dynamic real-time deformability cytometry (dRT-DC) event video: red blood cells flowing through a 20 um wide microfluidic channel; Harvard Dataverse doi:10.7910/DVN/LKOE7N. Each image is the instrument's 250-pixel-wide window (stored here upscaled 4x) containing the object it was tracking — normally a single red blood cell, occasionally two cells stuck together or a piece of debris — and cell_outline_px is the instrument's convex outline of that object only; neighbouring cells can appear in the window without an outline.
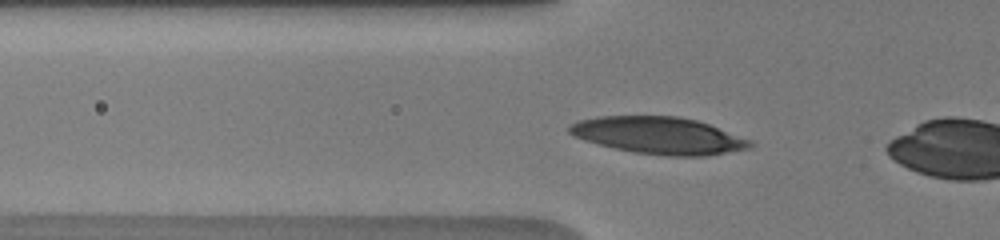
{"species": "human", "species_latin": "Homo sapiens", "temperature_condition": "warm", "stored_images_in_passage": 33, "camera_frame_rate_fps": 3000, "um_per_image_px": 0.085, "donor": {"sex": "male"}, "frame": {"image": 1, "passage_image": 6, "time_ms": 1.667, "image_size_px": [1000, 240], "cell_outline_px": [[756, 144], [748, 148], [704, 156], [668, 156], [636, 152], [616, 148], [584, 140], [572, 136], [568, 132], [568, 128], [572, 124], [580, 120], [600, 116], [676, 116], [696, 120], [708, 124], [752, 140]], "centroid_in_image_um": [56.0, 11.51], "position_along_channel_um": 69.8, "area_um2": 38.61}}
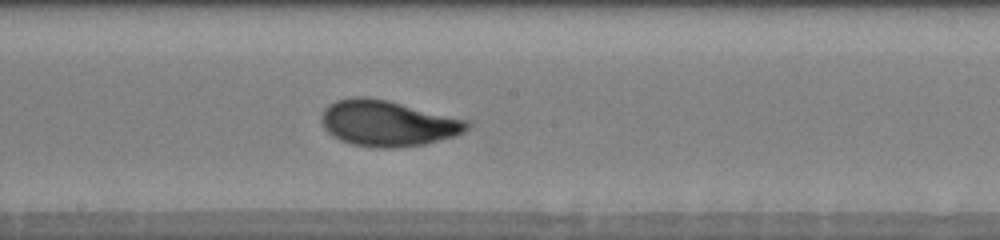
{"frame": {"image": 2, "passage_image": 17, "time_ms": 5.333, "image_size_px": [1000, 240], "cell_outline_px": [[472, 124], [464, 132], [456, 136], [424, 144], [392, 148], [376, 148], [352, 144], [340, 140], [328, 132], [324, 128], [320, 120], [320, 116], [324, 108], [328, 104], [336, 100], [352, 96], [364, 96], [388, 100], [468, 120]], "centroid_in_image_um": [32.93, 10.47], "position_along_channel_um": 215.3, "area_um2": 39.19}}
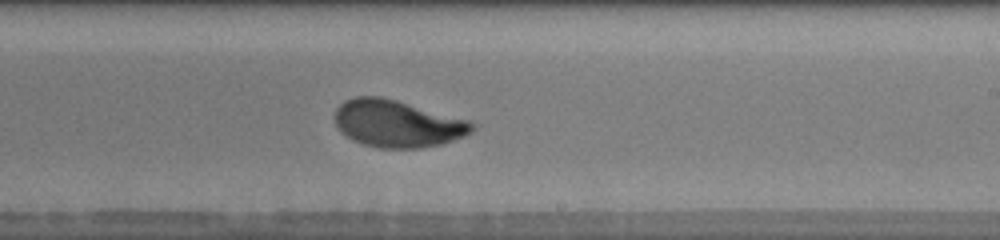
{"frame": {"image": 3, "passage_image": 20, "time_ms": 6.333, "image_size_px": [1000, 240], "cell_outline_px": [[476, 128], [472, 132], [464, 136], [444, 144], [420, 148], [380, 148], [364, 144], [348, 136], [336, 124], [336, 108], [344, 100], [356, 96], [380, 96], [396, 100], [472, 120], [476, 124]], "centroid_in_image_um": [33.86, 10.5], "position_along_channel_um": 255.1, "area_um2": 37.74}}